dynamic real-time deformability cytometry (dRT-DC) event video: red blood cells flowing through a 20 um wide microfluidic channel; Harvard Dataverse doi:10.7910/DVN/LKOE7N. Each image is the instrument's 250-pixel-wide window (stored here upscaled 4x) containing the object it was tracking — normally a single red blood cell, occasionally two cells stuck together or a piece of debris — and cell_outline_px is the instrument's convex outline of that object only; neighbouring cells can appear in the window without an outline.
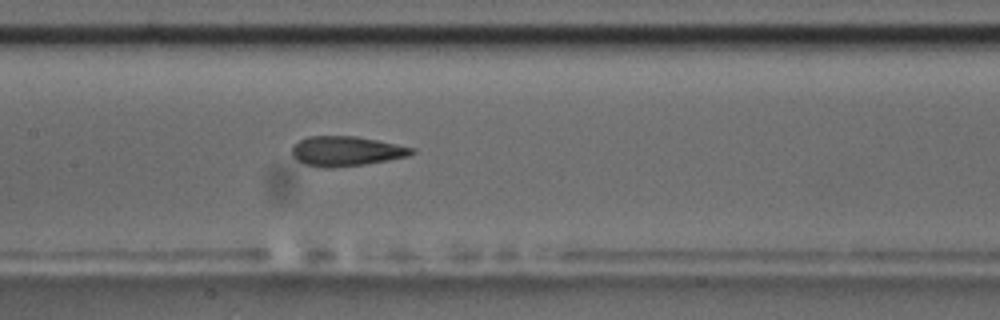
{"species": "common noctule bat (a hibernating species)", "species_latin": "Nyctalus noctula", "temperature_condition": "room temperature", "stored_images_in_passage": 24, "camera_frame_rate_fps": 3000, "um_per_image_px": 0.085, "animal": {"sex": "male", "body_mass_g": 17.5, "forearm_length_mm": 52.3}, "frame": {"image": 1, "passage_image": 14, "time_ms": 4.333, "image_size_px": [1000, 320], "cell_outline_px": [[416, 152], [408, 156], [388, 160], [364, 164], [328, 168], [324, 168], [304, 164], [296, 160], [292, 156], [292, 148], [300, 140], [308, 136], [356, 136], [416, 148]], "centroid_in_image_um": [29.43, 12.85], "position_along_channel_um": 178.0, "area_um2": 20.75}}